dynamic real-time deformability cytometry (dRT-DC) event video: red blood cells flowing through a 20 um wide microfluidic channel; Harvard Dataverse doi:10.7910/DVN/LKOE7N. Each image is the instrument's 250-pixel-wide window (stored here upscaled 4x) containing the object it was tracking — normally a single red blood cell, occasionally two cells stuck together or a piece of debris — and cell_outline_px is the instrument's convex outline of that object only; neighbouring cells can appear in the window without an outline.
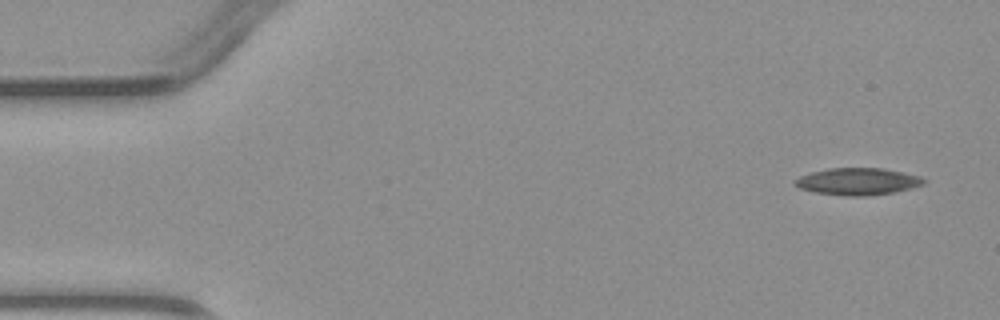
{"species": "common noctule bat (a hibernating species)", "species_latin": "Nyctalus noctula", "temperature_condition": "warm", "stored_images_in_passage": 3, "camera_frame_rate_fps": 3000, "um_per_image_px": 0.085, "animal": {"sex": "male", "body_mass_g": 23.1, "forearm_length_mm": 52.7}, "frame": {"image": 1, "passage_image": 1, "time_ms": 0.0, "image_size_px": [1000, 320], "cell_outline_px": [[928, 180], [924, 184], [912, 188], [896, 192], [868, 196], [848, 196], [812, 192], [800, 188], [792, 184], [792, 180], [800, 176], [812, 172], [828, 168], [884, 168], [920, 176]], "centroid_in_image_um": [72.91, 15.43], "position_along_channel_um": 12.1, "area_um2": 20.58}}